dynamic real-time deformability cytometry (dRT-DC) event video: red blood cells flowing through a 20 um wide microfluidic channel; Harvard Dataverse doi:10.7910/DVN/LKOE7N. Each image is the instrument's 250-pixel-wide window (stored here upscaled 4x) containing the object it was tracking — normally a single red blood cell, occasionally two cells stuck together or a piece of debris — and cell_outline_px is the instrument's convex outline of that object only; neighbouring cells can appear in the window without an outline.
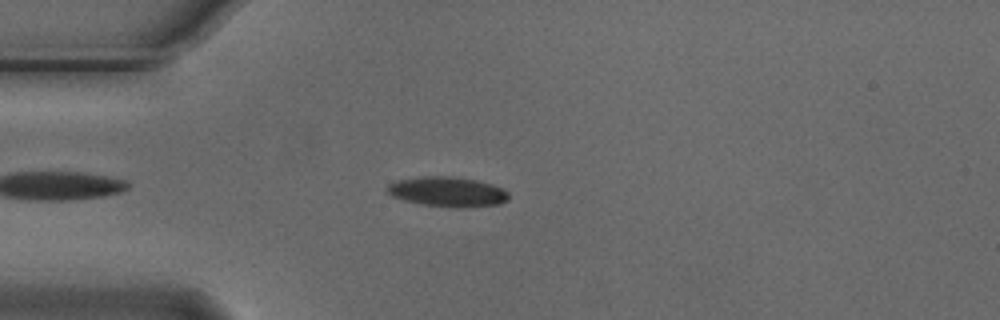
{"species": "Egyptian fruit bat (a non-hibernating species)", "species_latin": "Rousettus aegyptiacus", "temperature_condition": "cold", "stored_images_in_passage": 47, "camera_frame_rate_fps": 3000, "um_per_image_px": 0.085, "animal": {"sex": "male"}, "frame": {"image": 1, "passage_image": 6, "time_ms": 1.667, "image_size_px": [1000, 320], "cell_outline_px": [[508, 200], [500, 204], [460, 208], [452, 208], [420, 204], [404, 200], [392, 196], [384, 188], [388, 184], [396, 180], [424, 176], [452, 176], [476, 180], [492, 184], [504, 188], [508, 192]], "centroid_in_image_um": [38.04, 16.3], "position_along_channel_um": 47.0, "area_um2": 21.44}}
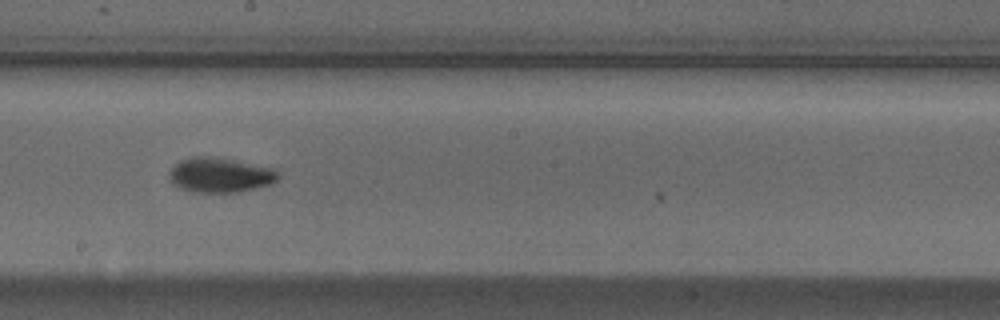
{"frame": {"image": 2, "passage_image": 22, "time_ms": 7.0, "image_size_px": [1000, 320], "cell_outline_px": [[280, 176], [272, 184], [240, 192], [192, 192], [180, 188], [172, 184], [168, 176], [168, 172], [180, 160], [192, 156], [208, 156], [232, 160], [272, 168]], "centroid_in_image_um": [18.66, 14.89], "position_along_channel_um": 229.5, "area_um2": 22.02}}
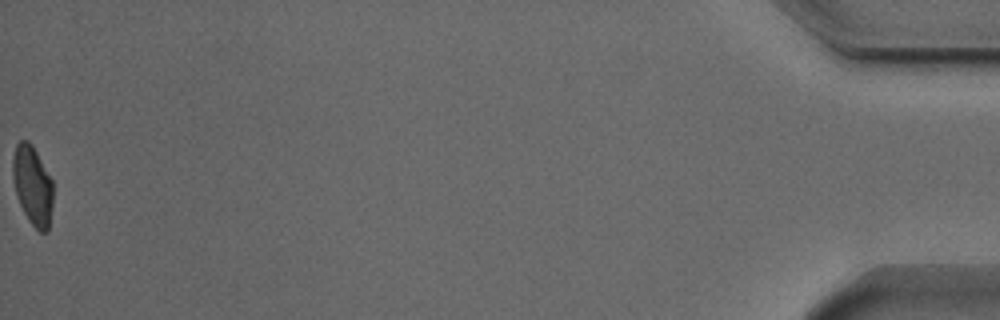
{"frame": {"image": 3, "passage_image": 47, "time_ms": 15.333, "image_size_px": [1000, 320], "cell_outline_px": [[52, 208], [48, 232], [40, 232], [28, 220], [20, 204], [16, 192], [12, 176], [12, 156], [16, 144], [20, 140], [28, 140], [32, 144], [52, 180]], "centroid_in_image_um": [2.76, 15.74], "position_along_channel_um": 432.4, "area_um2": 18.61}, "authors_computed_cell_mechanics": {"area_um2": 20.4034, "velocity_mm_per_s": 3.6967, "shape_relaxation_time_tau1_ms": 2.2319, "shape_relaxation_time_tau2_ms": 2.8611, "deformation_change_tau1": 0.1159, "deformation_change_tau2": 0.0527}}